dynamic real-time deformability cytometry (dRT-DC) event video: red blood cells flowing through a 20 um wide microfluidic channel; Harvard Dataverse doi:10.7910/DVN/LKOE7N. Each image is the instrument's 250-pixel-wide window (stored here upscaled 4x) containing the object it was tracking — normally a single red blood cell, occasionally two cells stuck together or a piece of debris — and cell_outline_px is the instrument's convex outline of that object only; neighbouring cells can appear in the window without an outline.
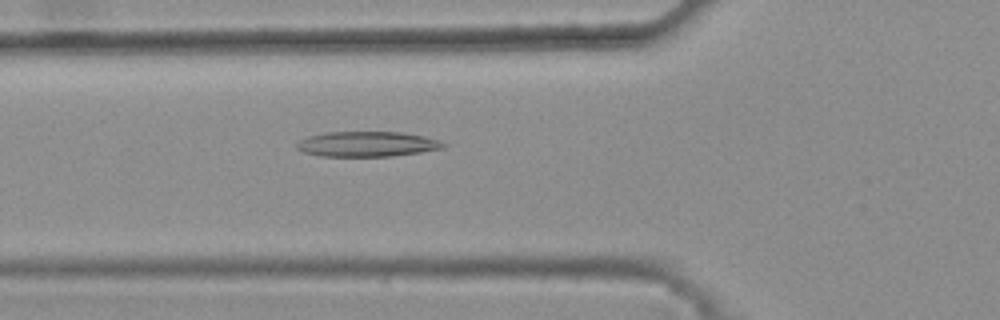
{"species": "common noctule bat (a hibernating species)", "species_latin": "Nyctalus noctula", "temperature_condition": "warm", "stored_images_in_passage": 38, "camera_frame_rate_fps": 3000, "um_per_image_px": 0.085, "animal": {"sex": "female", "body_mass_g": 25.1}, "frame": {"image": 1, "passage_image": 11, "time_ms": 3.333, "image_size_px": [1000, 320], "cell_outline_px": [[448, 144], [444, 148], [420, 152], [392, 156], [320, 156], [304, 152], [296, 148], [296, 144], [300, 140], [308, 136], [324, 132], [400, 132], [424, 136]], "centroid_in_image_um": [31.19, 12.24], "position_along_channel_um": 94.6, "area_um2": 21.44}}
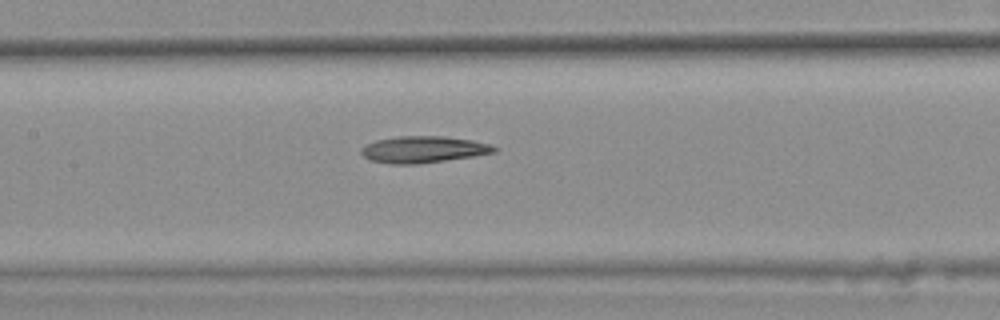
{"frame": {"image": 2, "passage_image": 17, "time_ms": 5.333, "image_size_px": [1000, 320], "cell_outline_px": [[500, 148], [496, 152], [472, 156], [416, 164], [392, 164], [368, 160], [360, 152], [360, 148], [376, 140], [400, 136], [444, 136], [472, 140], [488, 144]], "centroid_in_image_um": [35.97, 12.7], "position_along_channel_um": 171.4, "area_um2": 20.52}}
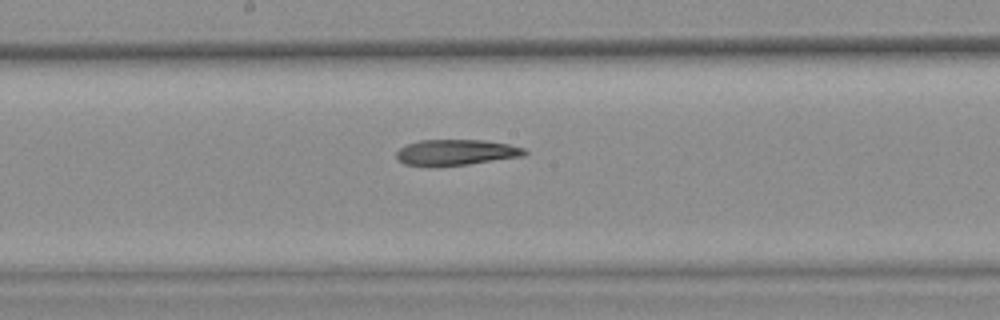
{"frame": {"image": 3, "passage_image": 20, "time_ms": 6.333, "image_size_px": [1000, 320], "cell_outline_px": [[528, 152], [524, 156], [440, 168], [428, 168], [404, 164], [396, 160], [396, 152], [400, 148], [408, 144], [420, 140], [484, 140], [508, 144], [524, 148]], "centroid_in_image_um": [38.7, 12.99], "position_along_channel_um": 209.5, "area_um2": 19.83}, "authors_computed_cell_mechanics": {"area_um2": 20.1144, "velocity_mm_per_s": 3.8178, "shape_relaxation_time_tau1_ms": null, "shape_relaxation_time_tau2_ms": 4.0966, "deformation_change_tau1": null, "deformation_change_tau2": 0.1223}}